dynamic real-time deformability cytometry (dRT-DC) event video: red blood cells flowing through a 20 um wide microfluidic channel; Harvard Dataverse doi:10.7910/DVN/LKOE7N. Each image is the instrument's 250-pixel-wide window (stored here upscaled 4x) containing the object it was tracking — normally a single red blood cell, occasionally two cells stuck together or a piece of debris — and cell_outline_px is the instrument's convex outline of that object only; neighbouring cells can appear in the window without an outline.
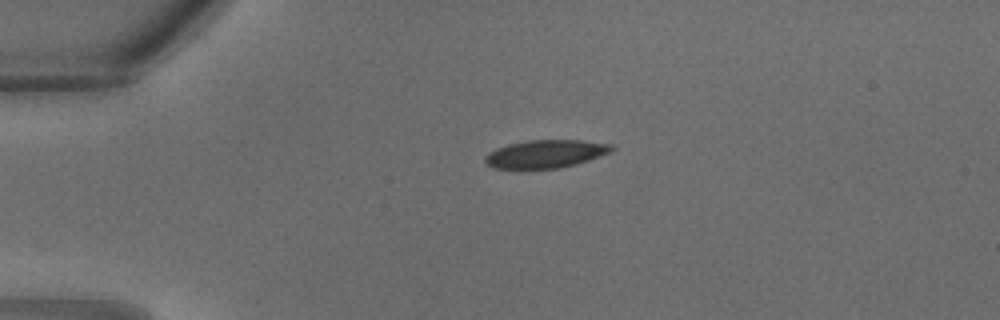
{"species": "common noctule bat (a hibernating species)", "species_latin": "Nyctalus noctula", "temperature_condition": "warm", "stored_images_in_passage": 22, "camera_frame_rate_fps": 3000, "um_per_image_px": 0.085, "animal": {"sex": "male", "body_mass_g": 18.8}, "frame": {"image": 1, "passage_image": 1, "time_ms": 0.0, "image_size_px": [1000, 320], "cell_outline_px": [[616, 148], [612, 152], [576, 164], [560, 168], [496, 168], [488, 164], [484, 160], [484, 156], [488, 152], [496, 148], [508, 144], [528, 140], [580, 140], [612, 144]], "centroid_in_image_um": [46.41, 13.07], "position_along_channel_um": 38.6, "area_um2": 20.63}}
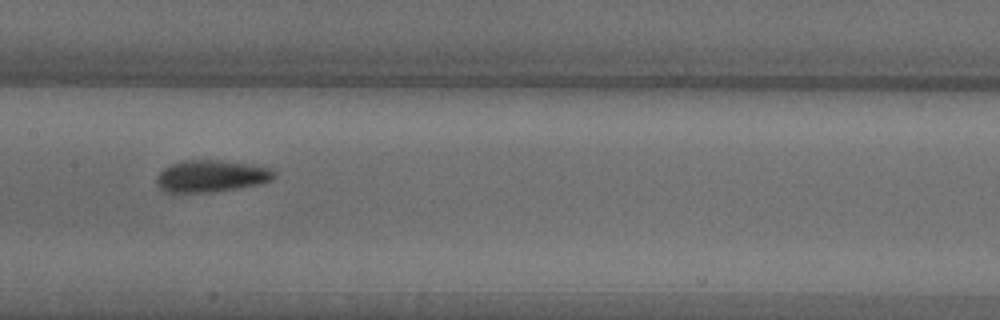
{"frame": {"image": 2, "passage_image": 10, "time_ms": 3.0, "image_size_px": [1000, 320], "cell_outline_px": [[276, 176], [272, 180], [260, 184], [240, 188], [212, 192], [172, 196], [164, 192], [156, 184], [156, 176], [164, 168], [172, 164], [184, 160], [216, 160], [252, 164], [272, 168], [276, 172]], "centroid_in_image_um": [17.91, 15.01], "position_along_channel_um": 189.5, "area_um2": 22.77}}
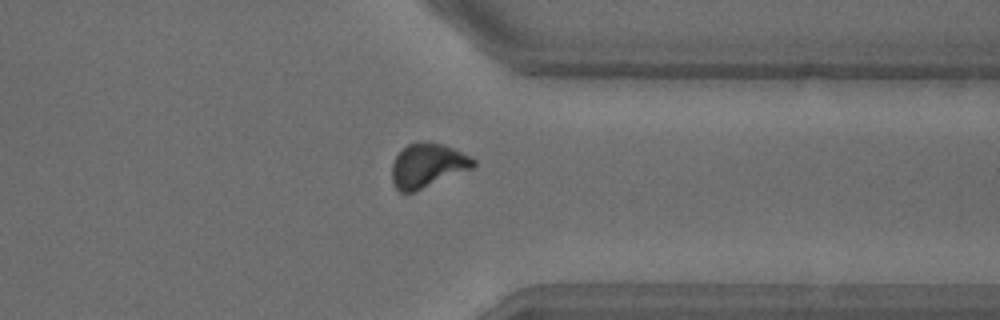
{"frame": {"image": 3, "passage_image": 19, "time_ms": 6.0, "image_size_px": [1000, 320], "cell_outline_px": [[476, 164], [472, 168], [416, 192], [400, 192], [396, 188], [392, 180], [392, 164], [396, 156], [408, 144], [444, 144], [476, 160]], "centroid_in_image_um": [36.33, 14.12], "position_along_channel_um": 375.1, "area_um2": 20.4}}